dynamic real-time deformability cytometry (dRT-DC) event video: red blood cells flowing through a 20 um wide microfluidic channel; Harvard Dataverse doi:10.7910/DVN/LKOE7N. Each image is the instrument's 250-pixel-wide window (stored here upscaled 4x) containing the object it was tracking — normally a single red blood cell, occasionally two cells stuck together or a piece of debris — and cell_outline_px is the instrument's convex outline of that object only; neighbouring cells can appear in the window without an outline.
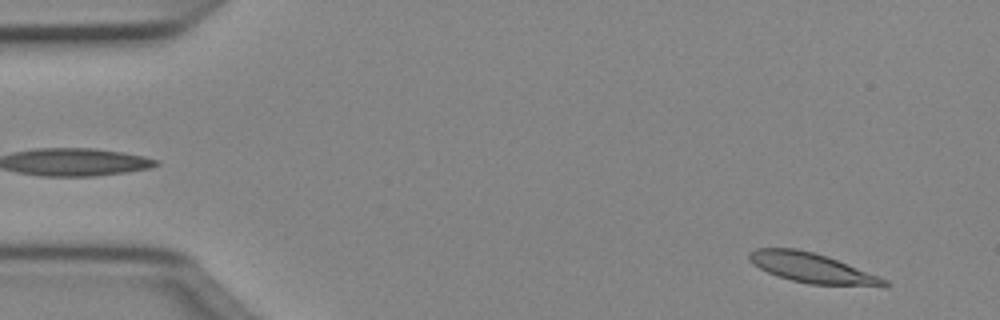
{"species": "Egyptian fruit bat (a non-hibernating species)", "species_latin": "Rousettus aegyptiacus", "temperature_condition": "cold", "stored_images_in_passage": 49, "camera_frame_rate_fps": 3000, "um_per_image_px": 0.085, "animal": {"sex": "female"}, "frame": {"image": 1, "passage_image": 3, "time_ms": 0.667, "image_size_px": [1000, 320], "cell_outline_px": [[892, 284], [888, 288], [808, 284], [776, 276], [752, 264], [748, 260], [748, 252], [756, 248], [796, 248], [812, 252], [836, 260], [880, 276], [888, 280]], "centroid_in_image_um": [69.09, 22.81], "position_along_channel_um": 15.9, "area_um2": 23.87}}
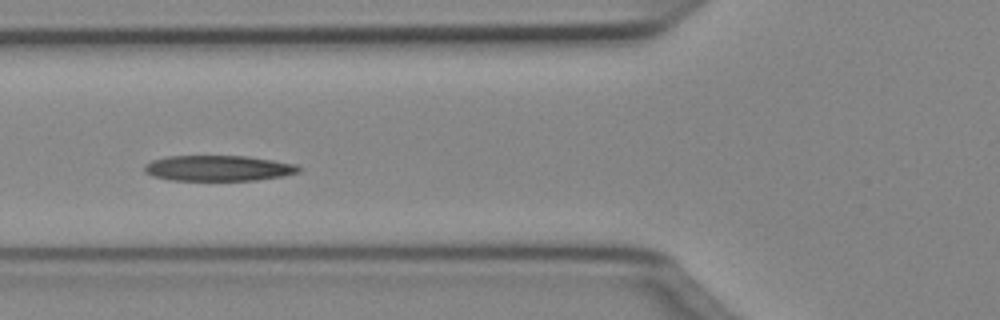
{"frame": {"image": 2, "passage_image": 18, "time_ms": 5.667, "image_size_px": [1000, 320], "cell_outline_px": [[304, 168], [300, 172], [284, 176], [256, 180], [172, 180], [152, 176], [144, 172], [144, 164], [152, 160], [168, 156], [248, 156], [296, 164]], "centroid_in_image_um": [18.58, 14.29], "position_along_channel_um": 107.2, "area_um2": 23.18}}
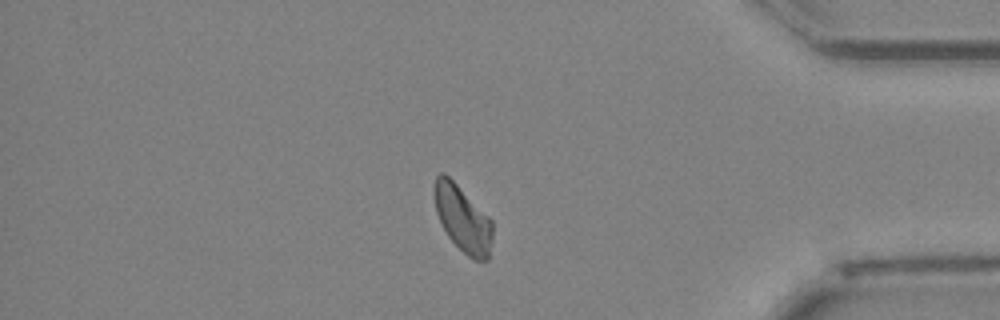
{"frame": {"image": 3, "passage_image": 42, "time_ms": 13.667, "image_size_px": [1000, 320], "cell_outline_px": [[492, 240], [488, 260], [472, 260], [448, 236], [436, 212], [432, 196], [432, 188], [436, 176], [440, 172], [444, 172], [492, 220]], "centroid_in_image_um": [39.3, 18.57], "position_along_channel_um": 395.9, "area_um2": 22.37}, "authors_computed_cell_mechanics": {"area_um2": 23.5246, "velocity_mm_per_s": 3.9902, "shape_relaxation_time_tau1_ms": 5.363, "shape_relaxation_time_tau2_ms": 3.0735, "deformation_change_tau1": 0.1597, "deformation_change_tau2": 0.1011}}